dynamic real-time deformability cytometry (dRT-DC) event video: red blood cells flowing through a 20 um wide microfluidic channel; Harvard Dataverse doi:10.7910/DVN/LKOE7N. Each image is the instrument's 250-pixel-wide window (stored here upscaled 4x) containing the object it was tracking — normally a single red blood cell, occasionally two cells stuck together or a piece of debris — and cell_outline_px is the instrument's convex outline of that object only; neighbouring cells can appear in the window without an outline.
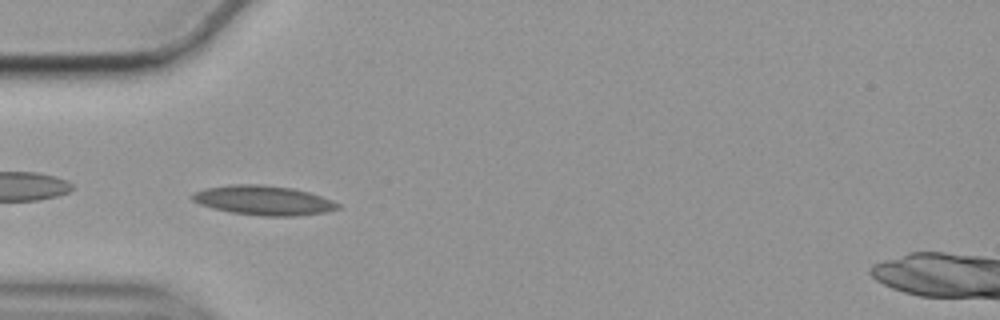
{"species": "common noctule bat (a hibernating species)", "species_latin": "Nyctalus noctula", "temperature_condition": "cold", "stored_images_in_passage": 55, "camera_frame_rate_fps": 3000, "um_per_image_px": 0.085, "animal": {"sex": "female", "body_mass_g": 19.9}, "frame": {"image": 1, "passage_image": 16, "time_ms": 5.0, "image_size_px": [1000, 320], "cell_outline_px": [[340, 208], [328, 212], [296, 216], [260, 216], [228, 212], [212, 208], [200, 204], [192, 200], [188, 196], [192, 192], [204, 188], [228, 184], [264, 184], [292, 188], [308, 192], [332, 200], [340, 204]], "centroid_in_image_um": [22.35, 17.03], "position_along_channel_um": 62.7, "area_um2": 25.43}, "authors_computed_cell_mechanics": {"area_um2": 22.3686, "velocity_mm_per_s": 3.5189, "shape_relaxation_time_tau1_ms": null, "shape_relaxation_time_tau2_ms": 4.0785, "deformation_change_tau1": null, "deformation_change_tau2": 0.0984}}